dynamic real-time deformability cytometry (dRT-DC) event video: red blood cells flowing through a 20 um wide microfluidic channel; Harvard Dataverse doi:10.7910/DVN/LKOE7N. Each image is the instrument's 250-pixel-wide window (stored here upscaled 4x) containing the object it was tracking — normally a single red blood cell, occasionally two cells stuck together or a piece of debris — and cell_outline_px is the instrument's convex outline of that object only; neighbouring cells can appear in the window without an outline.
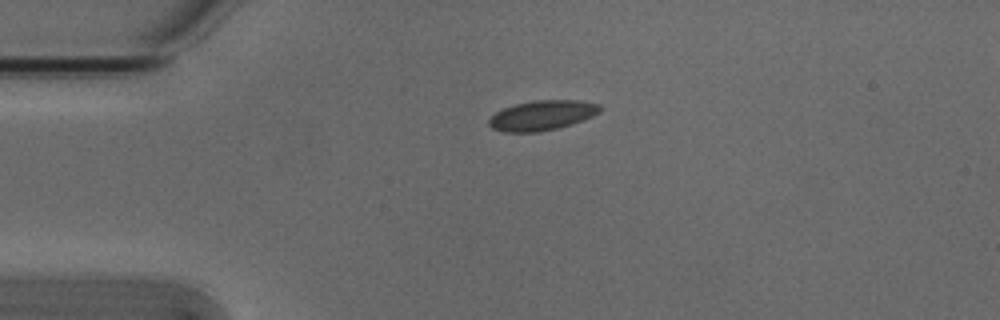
{"species": "Egyptian fruit bat (a non-hibernating species)", "species_latin": "Rousettus aegyptiacus", "temperature_condition": "cold", "stored_images_in_passage": 3, "camera_frame_rate_fps": 3000, "um_per_image_px": 0.085, "animal": {"sex": "male"}, "frame": {"image": 1, "passage_image": 1, "time_ms": 0.0, "image_size_px": [1000, 320], "cell_outline_px": [[604, 108], [600, 112], [592, 116], [572, 124], [556, 128], [536, 132], [504, 132], [492, 128], [488, 124], [488, 120], [496, 112], [504, 108], [516, 104], [536, 100], [580, 100], [600, 104]], "centroid_in_image_um": [46.11, 9.8], "position_along_channel_um": 38.9, "area_um2": 19.31}}
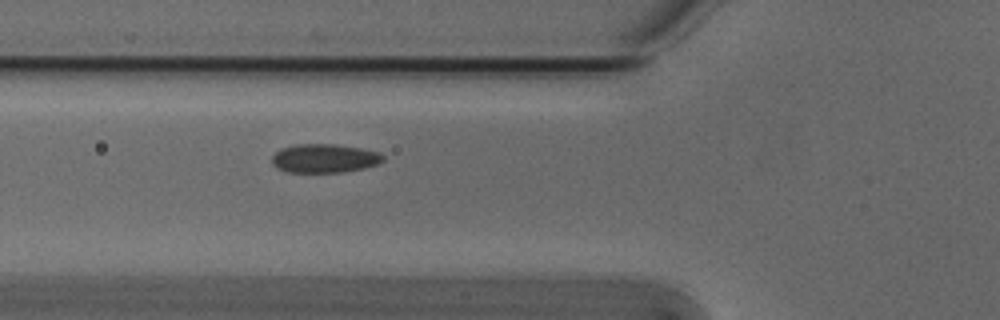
{"frame": {"image": 2, "passage_image": 3, "time_ms": 0.667, "image_size_px": [1000, 320], "cell_outline_px": [[384, 160], [380, 164], [364, 168], [340, 172], [288, 172], [276, 168], [272, 164], [272, 156], [280, 148], [296, 144], [332, 144], [360, 148], [380, 152], [384, 156]], "centroid_in_image_um": [27.58, 13.46], "position_along_channel_um": 98.2, "area_um2": 18.73}}